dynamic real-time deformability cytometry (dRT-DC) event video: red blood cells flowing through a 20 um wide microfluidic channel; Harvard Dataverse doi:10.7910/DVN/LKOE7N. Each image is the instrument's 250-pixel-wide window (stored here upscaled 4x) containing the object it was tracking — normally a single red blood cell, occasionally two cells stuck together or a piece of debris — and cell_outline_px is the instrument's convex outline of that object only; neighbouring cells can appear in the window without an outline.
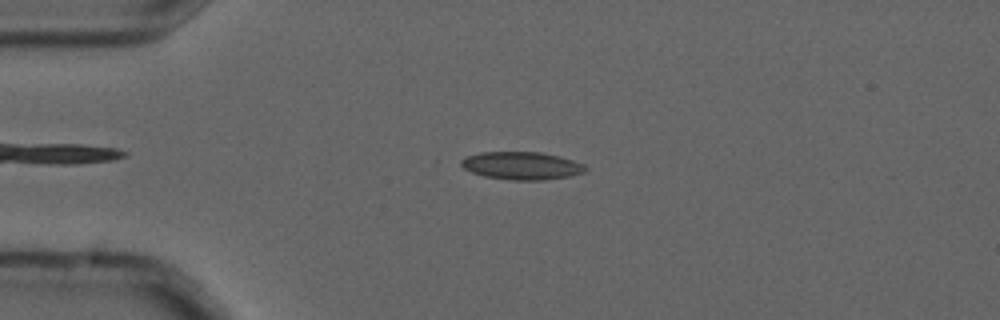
{"species": "common noctule bat (a hibernating species)", "species_latin": "Nyctalus noctula", "temperature_condition": "cold", "stored_images_in_passage": 4, "camera_frame_rate_fps": 3000, "um_per_image_px": 0.085, "animal": {"sex": "male", "forearm_length_mm": 52.5}, "frame": {"image": 1, "passage_image": 4, "time_ms": 1.0, "image_size_px": [1000, 320], "cell_outline_px": [[588, 168], [584, 172], [568, 176], [544, 180], [512, 180], [484, 176], [472, 172], [464, 168], [460, 164], [460, 160], [468, 156], [480, 152], [540, 152], [560, 156], [584, 164]], "centroid_in_image_um": [44.35, 14.08], "position_along_channel_um": 40.7, "area_um2": 20.06}}